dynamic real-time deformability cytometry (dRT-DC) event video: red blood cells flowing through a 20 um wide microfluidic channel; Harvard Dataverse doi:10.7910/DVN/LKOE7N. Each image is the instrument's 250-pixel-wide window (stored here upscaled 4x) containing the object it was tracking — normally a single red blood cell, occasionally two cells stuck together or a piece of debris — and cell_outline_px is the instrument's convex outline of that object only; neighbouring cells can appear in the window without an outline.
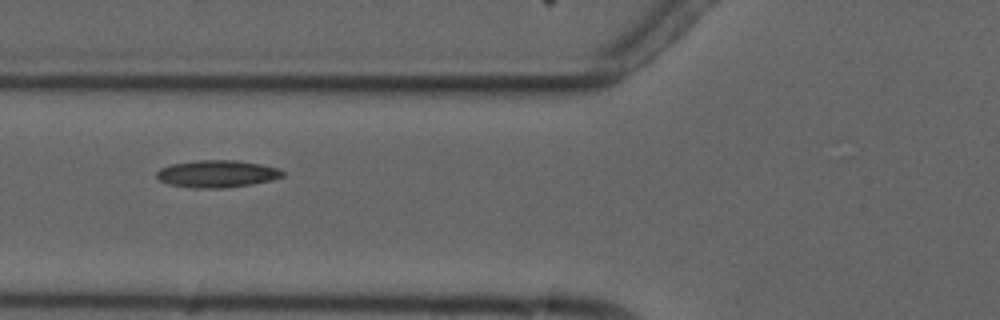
{"species": "common noctule bat (a hibernating species)", "species_latin": "Nyctalus noctula", "temperature_condition": "cold", "stored_images_in_passage": 8, "camera_frame_rate_fps": 3000, "um_per_image_px": 0.085, "animal": {"sex": "male", "forearm_length_mm": 52.5}, "frame": {"image": 1, "passage_image": 7, "time_ms": 7.0, "image_size_px": [1000, 320], "cell_outline_px": [[284, 176], [272, 180], [252, 184], [224, 188], [192, 188], [168, 184], [160, 180], [156, 176], [156, 172], [160, 168], [172, 164], [196, 160], [236, 160], [260, 164], [280, 168], [284, 172]], "centroid_in_image_um": [18.46, 14.77], "position_along_channel_um": 107.3, "area_um2": 20.11}}
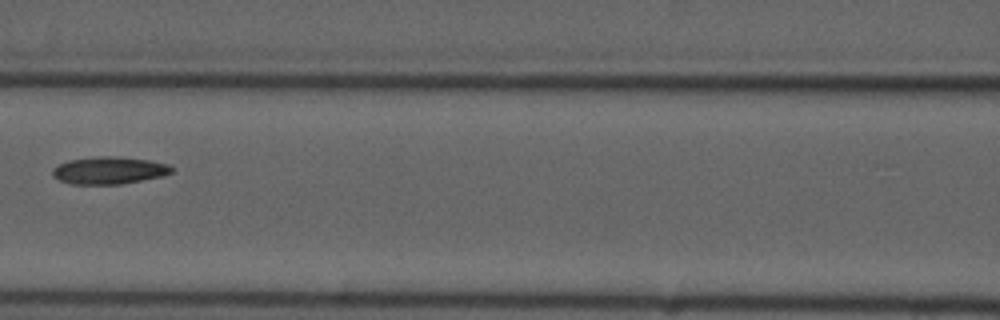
{"frame": {"image": 2, "passage_image": 8, "time_ms": 8.333, "image_size_px": [1000, 320], "cell_outline_px": [[176, 168], [172, 172], [160, 176], [120, 184], [72, 184], [60, 180], [52, 176], [52, 168], [68, 160], [96, 156], [116, 156], [148, 160], [168, 164]], "centroid_in_image_um": [9.26, 14.47], "position_along_channel_um": 157.3, "area_um2": 18.9}}